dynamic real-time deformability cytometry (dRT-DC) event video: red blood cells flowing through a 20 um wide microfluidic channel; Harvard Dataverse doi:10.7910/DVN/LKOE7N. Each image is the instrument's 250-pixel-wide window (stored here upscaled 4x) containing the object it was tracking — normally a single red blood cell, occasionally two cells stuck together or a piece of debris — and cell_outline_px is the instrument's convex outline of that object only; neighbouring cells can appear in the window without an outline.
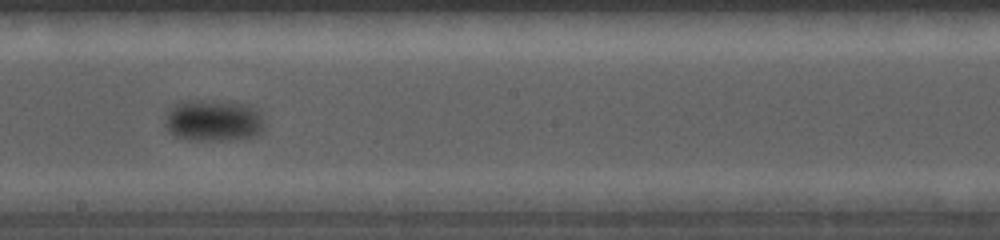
{"species": "common noctule bat (a hibernating species)", "species_latin": "Nyctalus noctula", "temperature_condition": "cold", "stored_images_in_passage": 37, "camera_frame_rate_fps": 5000, "um_per_image_px": 0.085, "animal": {"sex": "female", "body_mass_g": 19.0, "forearm_length_mm": 56.7}, "frame": {"image": 1, "passage_image": 20, "time_ms": 8.0, "image_size_px": [1000, 240], "cell_outline_px": [[264, 132], [252, 136], [220, 140], [192, 140], [176, 136], [164, 124], [164, 120], [168, 112], [176, 104], [184, 100], [200, 100], [248, 104], [260, 116]], "centroid_in_image_um": [18.1, 10.24], "position_along_channel_um": 230.1, "area_um2": 23.52}}
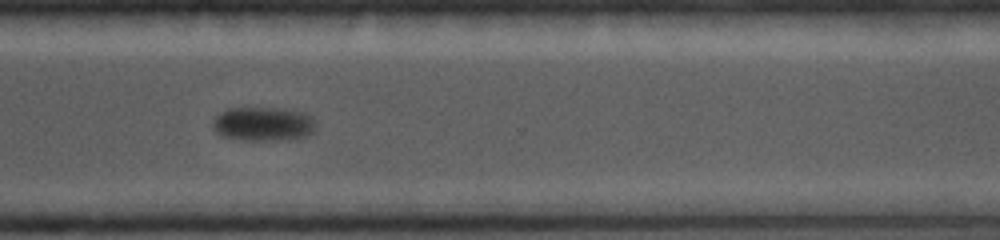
{"frame": {"image": 2, "passage_image": 27, "time_ms": 10.8, "image_size_px": [1000, 240], "cell_outline_px": [[312, 132], [304, 136], [276, 140], [240, 140], [220, 136], [212, 128], [212, 124], [216, 116], [228, 108], [284, 108], [300, 112], [312, 116]], "centroid_in_image_um": [22.28, 10.53], "position_along_channel_um": 348.3, "area_um2": 20.17}}
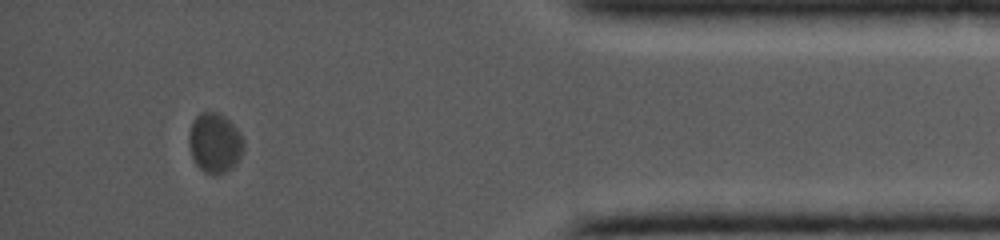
{"frame": {"image": 3, "passage_image": 33, "time_ms": 13.2, "image_size_px": [1000, 240], "cell_outline_px": [[244, 148], [240, 156], [232, 168], [216, 176], [204, 172], [196, 164], [192, 156], [188, 144], [188, 136], [192, 120], [200, 112], [216, 112], [224, 116], [240, 132], [244, 144]], "centroid_in_image_um": [18.23, 12.15], "position_along_channel_um": 417.0, "area_um2": 19.13}}